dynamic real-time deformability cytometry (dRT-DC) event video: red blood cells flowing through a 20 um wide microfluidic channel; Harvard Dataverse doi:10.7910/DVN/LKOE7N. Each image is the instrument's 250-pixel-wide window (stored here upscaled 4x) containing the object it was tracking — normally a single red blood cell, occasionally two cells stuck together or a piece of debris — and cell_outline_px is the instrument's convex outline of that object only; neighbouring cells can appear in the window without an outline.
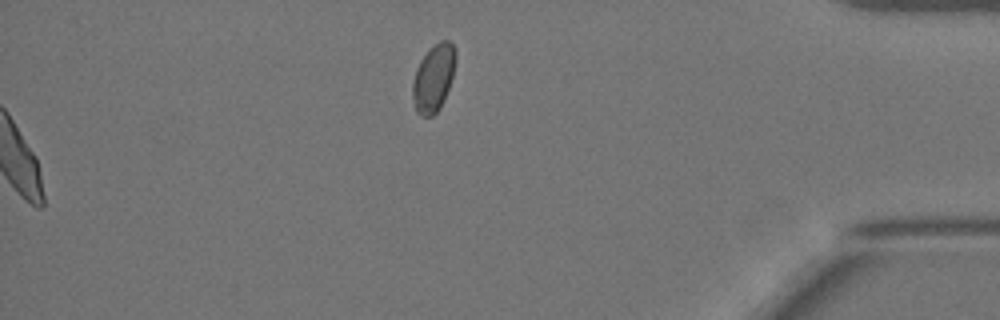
{"species": "Egyptian fruit bat (a non-hibernating species)", "species_latin": "Rousettus aegyptiacus", "temperature_condition": "warm", "stored_images_in_passage": 54, "camera_frame_rate_fps": 3000, "um_per_image_px": 0.085, "animal": {"sex": "female"}, "frame": {"image": 1, "passage_image": 54, "time_ms": 17.667, "image_size_px": [1000, 320], "cell_outline_px": [[456, 60], [452, 76], [444, 100], [440, 108], [432, 116], [420, 116], [416, 112], [412, 96], [412, 84], [416, 68], [420, 60], [440, 40], [448, 40], [456, 48]], "centroid_in_image_um": [36.85, 6.65], "position_along_channel_um": 398.4, "area_um2": 16.76}, "authors_computed_cell_mechanics": {"area_um2": 23.409, "velocity_mm_per_s": 3.9165, "shape_relaxation_time_tau1_ms": 4.1238, "shape_relaxation_time_tau2_ms": 0.6991, "deformation_change_tau1": 0.14, "deformation_change_tau2": 0.0671}}